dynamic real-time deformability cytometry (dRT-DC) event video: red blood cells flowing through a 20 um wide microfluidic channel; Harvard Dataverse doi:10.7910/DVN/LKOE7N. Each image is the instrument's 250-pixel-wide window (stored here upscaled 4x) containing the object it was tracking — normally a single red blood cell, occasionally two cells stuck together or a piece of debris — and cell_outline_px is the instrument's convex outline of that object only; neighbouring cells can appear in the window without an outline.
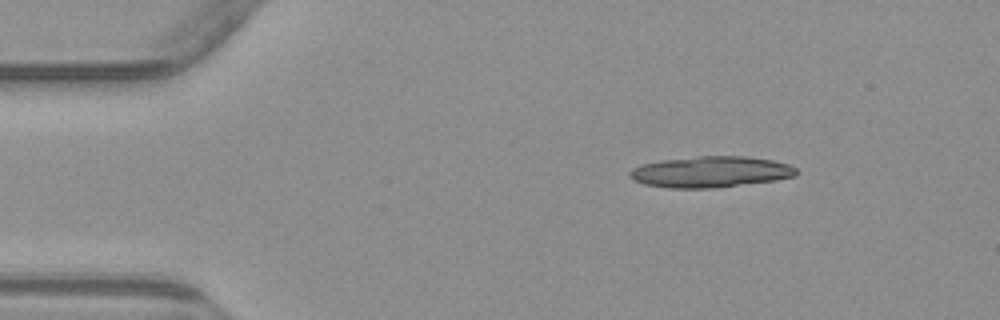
{"species": "common noctule bat (a hibernating species)", "species_latin": "Nyctalus noctula", "temperature_condition": "warm", "stored_images_in_passage": 4, "segment_of_instrument_passage": [1, 2], "camera_frame_rate_fps": 3000, "um_per_image_px": 0.085, "animal": {"sex": "male", "body_mass_g": 23.1, "forearm_length_mm": 52.7}, "frame": {"image": 1, "passage_image": 1, "time_ms": 0.0, "image_size_px": [1000, 320], "cell_outline_px": [[800, 172], [796, 176], [776, 180], [716, 188], [668, 188], [644, 184], [632, 180], [628, 176], [628, 172], [632, 168], [640, 164], [660, 160], [696, 156], [748, 156], [772, 160], [788, 164], [796, 168]], "centroid_in_image_um": [60.38, 14.61], "position_along_channel_um": 24.6, "area_um2": 30.63}}